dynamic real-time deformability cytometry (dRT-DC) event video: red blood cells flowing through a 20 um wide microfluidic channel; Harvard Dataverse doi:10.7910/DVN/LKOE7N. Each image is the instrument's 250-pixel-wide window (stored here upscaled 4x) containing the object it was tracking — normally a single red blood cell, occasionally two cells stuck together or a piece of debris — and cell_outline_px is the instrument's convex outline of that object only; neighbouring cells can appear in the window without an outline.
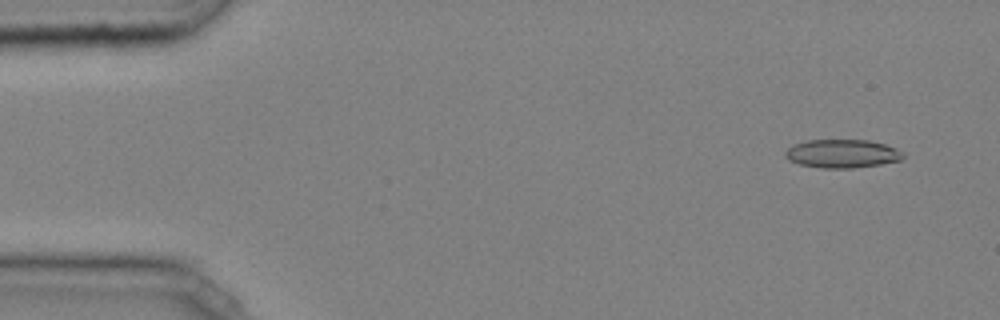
{"species": "common noctule bat (a hibernating species)", "species_latin": "Nyctalus noctula", "temperature_condition": "cold", "stored_images_in_passage": 45, "camera_frame_rate_fps": 3000, "um_per_image_px": 0.085, "animal": {"sex": "male", "body_mass_g": 20.4}, "frame": {"image": 1, "passage_image": 3, "time_ms": 0.667, "image_size_px": [1000, 320], "cell_outline_px": [[904, 156], [900, 160], [880, 164], [852, 168], [820, 168], [800, 164], [788, 160], [784, 156], [784, 152], [792, 144], [808, 140], [868, 140], [884, 144], [896, 148], [904, 152]], "centroid_in_image_um": [71.56, 13.06], "position_along_channel_um": 13.4, "area_um2": 19.59}}
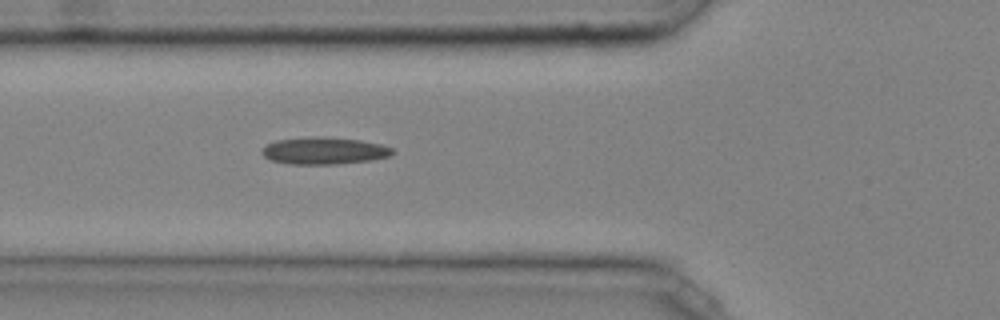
{"frame": {"image": 2, "passage_image": 17, "time_ms": 5.333, "image_size_px": [1000, 320], "cell_outline_px": [[396, 152], [388, 156], [372, 160], [336, 164], [288, 164], [272, 160], [264, 156], [260, 152], [268, 144], [276, 140], [316, 136], [320, 136], [360, 140], [380, 144], [392, 148]], "centroid_in_image_um": [27.56, 12.81], "position_along_channel_um": 98.2, "area_um2": 20.52}}
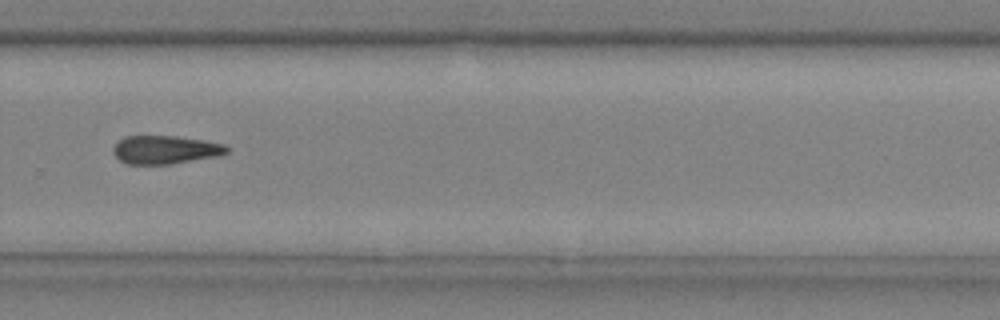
{"frame": {"image": 3, "passage_image": 33, "time_ms": 10.667, "image_size_px": [1000, 320], "cell_outline_px": [[232, 148], [228, 152], [220, 156], [168, 164], [128, 164], [120, 160], [112, 152], [112, 148], [124, 136], [176, 136], [204, 140], [224, 144]], "centroid_in_image_um": [14.09, 12.72], "position_along_channel_um": 315.7, "area_um2": 18.84}, "authors_computed_cell_mechanics": {"area_um2": 19.363, "velocity_mm_per_s": 4.0719, "shape_relaxation_time_tau1_ms": 7.1295, "shape_relaxation_time_tau2_ms": 8.3879, "deformation_change_tau1": 0.1222, "deformation_change_tau2": 0.1902}}